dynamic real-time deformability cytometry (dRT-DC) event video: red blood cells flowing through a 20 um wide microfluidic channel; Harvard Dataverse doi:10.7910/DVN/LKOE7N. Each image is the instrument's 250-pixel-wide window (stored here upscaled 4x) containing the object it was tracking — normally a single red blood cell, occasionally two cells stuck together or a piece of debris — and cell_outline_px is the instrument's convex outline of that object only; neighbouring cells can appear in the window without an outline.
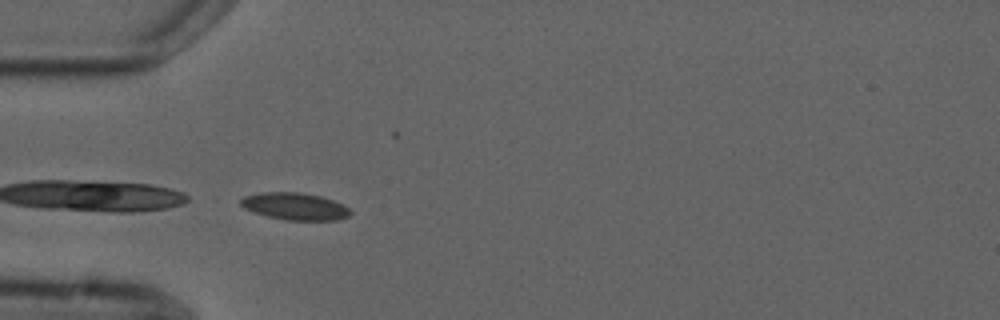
{"species": "common noctule bat (a hibernating species)", "species_latin": "Nyctalus noctula", "temperature_condition": "cold", "stored_images_in_passage": 7, "camera_frame_rate_fps": 3000, "um_per_image_px": 0.085, "animal": {"sex": "male", "forearm_length_mm": 52.5}, "frame": {"image": 1, "passage_image": 4, "time_ms": 4.333, "image_size_px": [1000, 320], "cell_outline_px": [[352, 212], [348, 216], [336, 220], [284, 220], [268, 216], [244, 208], [240, 204], [240, 200], [244, 196], [260, 192], [300, 192], [320, 196], [344, 204]], "centroid_in_image_um": [25.07, 17.53], "position_along_channel_um": 59.9, "area_um2": 17.28}}
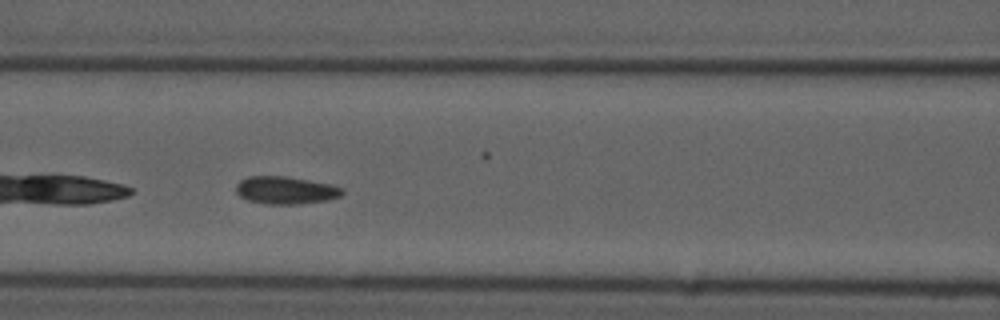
{"frame": {"image": 2, "passage_image": 6, "time_ms": 6.667, "image_size_px": [1000, 320], "cell_outline_px": [[344, 192], [340, 196], [328, 200], [300, 204], [268, 204], [248, 200], [240, 196], [236, 192], [236, 184], [240, 180], [248, 176], [288, 176], [328, 184], [344, 188]], "centroid_in_image_um": [24.27, 16.17], "position_along_channel_um": 142.3, "area_um2": 17.11}}
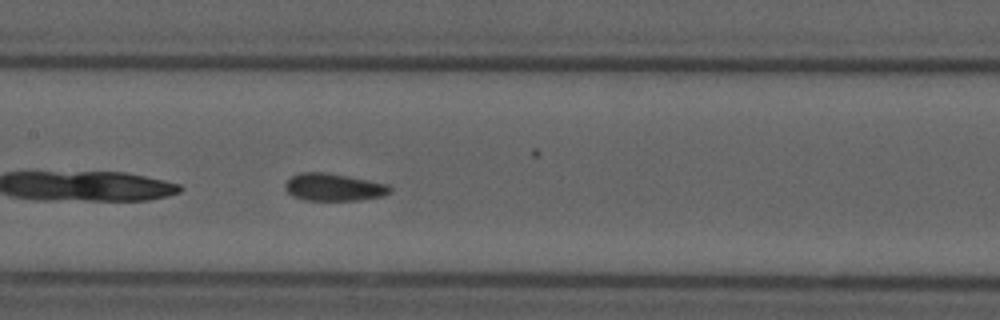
{"frame": {"image": 3, "passage_image": 7, "time_ms": 7.667, "image_size_px": [1000, 320], "cell_outline_px": [[392, 192], [384, 196], [360, 200], [304, 200], [292, 196], [284, 188], [284, 184], [292, 176], [300, 172], [324, 172], [348, 176], [388, 184], [392, 188]], "centroid_in_image_um": [28.38, 15.91], "position_along_channel_um": 179.0, "area_um2": 16.88}}